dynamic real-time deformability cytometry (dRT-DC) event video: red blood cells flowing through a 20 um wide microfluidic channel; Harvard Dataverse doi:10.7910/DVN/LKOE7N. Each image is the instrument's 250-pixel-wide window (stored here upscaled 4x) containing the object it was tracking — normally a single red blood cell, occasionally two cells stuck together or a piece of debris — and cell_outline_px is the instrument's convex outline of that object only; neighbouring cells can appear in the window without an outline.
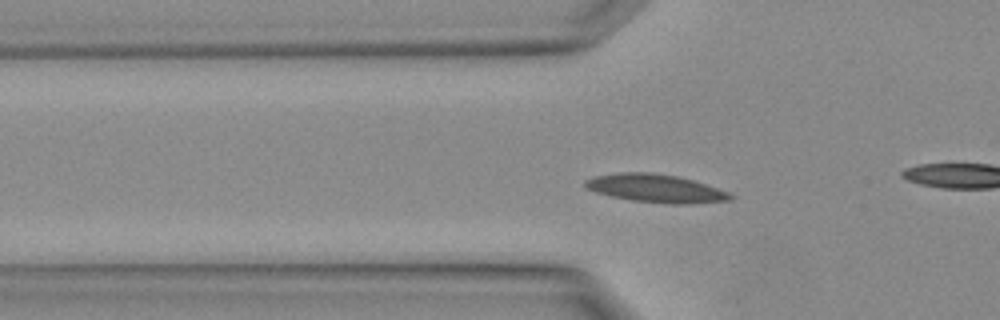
{"species": "Egyptian fruit bat (a non-hibernating species)", "species_latin": "Rousettus aegyptiacus", "temperature_condition": "warm", "stored_images_in_passage": 7, "segment_of_instrument_passage": [2, 2], "camera_frame_rate_fps": 3000, "um_per_image_px": 0.085, "animal": {"sex": "female"}, "frame": {"image": 1, "passage_image": 7, "time_ms": 2.0, "image_size_px": [1000, 320], "cell_outline_px": [[736, 196], [732, 200], [692, 204], [668, 204], [632, 200], [612, 196], [596, 192], [584, 188], [584, 180], [592, 176], [620, 172], [652, 172], [676, 176], [692, 180], [728, 192]], "centroid_in_image_um": [55.72, 16.01], "position_along_channel_um": 70.1, "area_um2": 23.93}}